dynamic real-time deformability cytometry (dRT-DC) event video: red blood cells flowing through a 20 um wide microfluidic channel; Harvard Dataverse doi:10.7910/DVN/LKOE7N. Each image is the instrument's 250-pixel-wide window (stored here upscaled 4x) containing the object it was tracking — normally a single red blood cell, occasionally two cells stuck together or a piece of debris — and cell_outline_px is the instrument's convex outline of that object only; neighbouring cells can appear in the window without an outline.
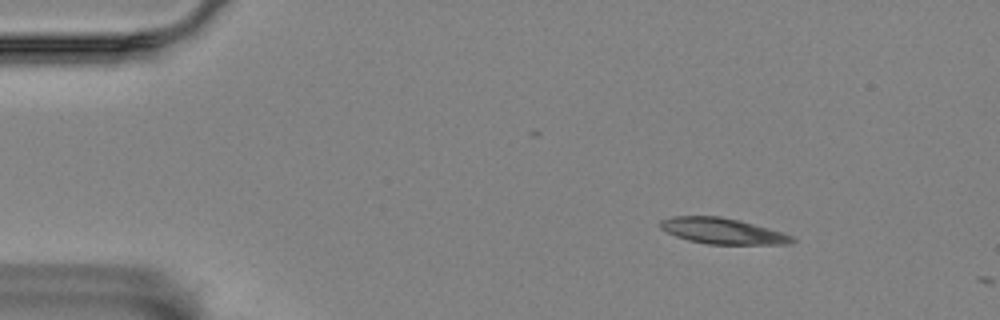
{"species": "Egyptian fruit bat (a non-hibernating species)", "species_latin": "Rousettus aegyptiacus", "temperature_condition": "room temperature", "stored_images_in_passage": 4, "camera_frame_rate_fps": 3000, "um_per_image_px": 0.085, "animal": {"sex": "female"}, "frame": {"image": 1, "passage_image": 2, "time_ms": 0.333, "image_size_px": [1000, 320], "cell_outline_px": [[796, 240], [792, 244], [708, 244], [688, 240], [676, 236], [660, 228], [656, 224], [660, 220], [672, 216], [720, 216], [740, 220], [768, 228], [792, 236]], "centroid_in_image_um": [61.37, 19.63], "position_along_channel_um": 23.6, "area_um2": 19.88}}